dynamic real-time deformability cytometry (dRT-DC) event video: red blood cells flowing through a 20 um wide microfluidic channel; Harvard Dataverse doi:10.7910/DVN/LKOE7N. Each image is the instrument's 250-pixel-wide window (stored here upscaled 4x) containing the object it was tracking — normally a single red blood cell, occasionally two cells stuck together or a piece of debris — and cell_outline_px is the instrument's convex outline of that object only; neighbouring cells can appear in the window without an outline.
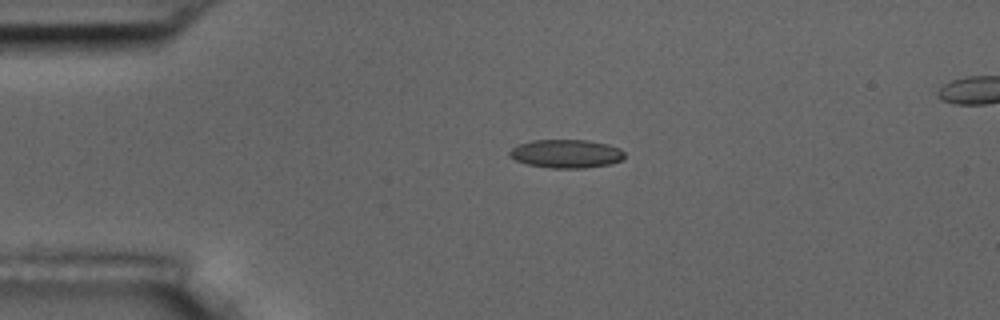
{"species": "common noctule bat (a hibernating species)", "species_latin": "Nyctalus noctula", "temperature_condition": "room temperature", "stored_images_in_passage": 3, "camera_frame_rate_fps": 3000, "um_per_image_px": 0.085, "animal": {"sex": "male", "body_mass_g": 17.5, "forearm_length_mm": 52.3}, "frame": {"image": 1, "passage_image": 1, "time_ms": 0.0, "image_size_px": [1000, 320], "cell_outline_px": [[624, 160], [612, 164], [584, 168], [552, 168], [528, 164], [516, 160], [508, 156], [508, 152], [516, 144], [532, 140], [588, 140], [608, 144], [620, 148], [624, 152]], "centroid_in_image_um": [48.14, 13.06], "position_along_channel_um": 36.9, "area_um2": 19.31}}